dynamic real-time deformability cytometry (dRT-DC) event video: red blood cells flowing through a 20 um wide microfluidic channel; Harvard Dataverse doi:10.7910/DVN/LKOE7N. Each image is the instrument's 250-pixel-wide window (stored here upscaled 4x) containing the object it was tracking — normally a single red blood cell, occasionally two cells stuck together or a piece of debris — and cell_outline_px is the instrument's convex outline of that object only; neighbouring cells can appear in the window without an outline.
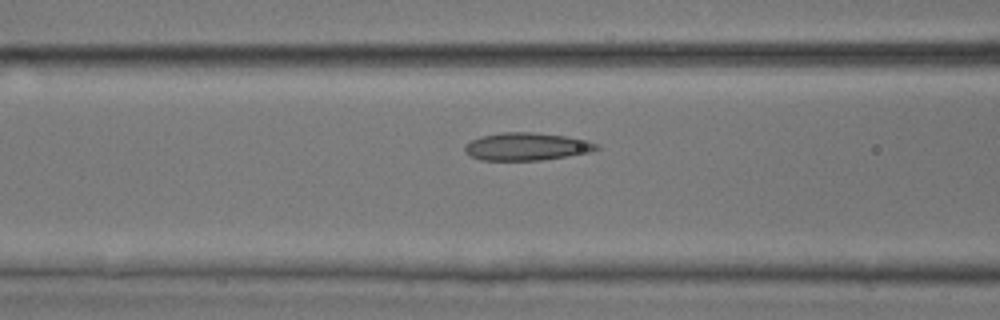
{"species": "common noctule bat (a hibernating species)", "species_latin": "Nyctalus noctula", "temperature_condition": "room temperature", "stored_images_in_passage": 45, "camera_frame_rate_fps": 3000, "um_per_image_px": 0.085, "animal": {"sex": "male", "body_mass_g": 17.9, "forearm_length_mm": 54.2}, "frame": {"image": 1, "passage_image": 20, "time_ms": 6.333, "image_size_px": [1000, 320], "cell_outline_px": [[600, 148], [588, 152], [568, 156], [540, 160], [480, 160], [464, 152], [464, 144], [480, 136], [500, 132], [532, 132], [564, 136], [588, 140], [600, 144]], "centroid_in_image_um": [44.75, 12.45], "position_along_channel_um": 121.9, "area_um2": 21.33}}
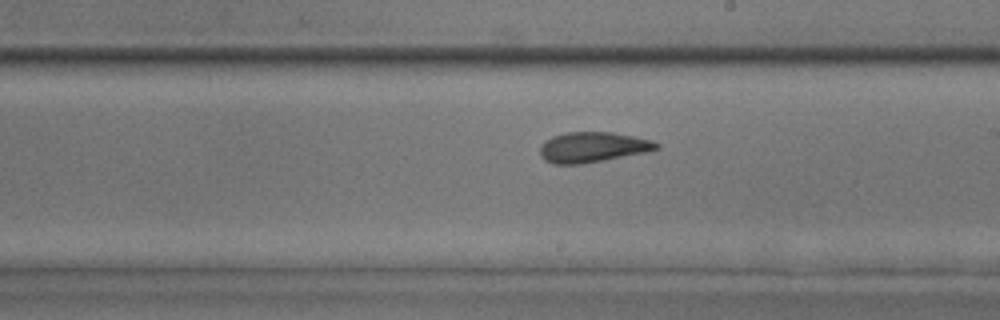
{"frame": {"image": 2, "passage_image": 28, "time_ms": 9.0, "image_size_px": [1000, 320], "cell_outline_px": [[660, 148], [648, 152], [580, 164], [552, 164], [544, 160], [540, 156], [540, 144], [544, 140], [552, 136], [568, 132], [612, 132], [652, 140], [660, 144]], "centroid_in_image_um": [50.36, 12.51], "position_along_channel_um": 238.6, "area_um2": 20.69}}
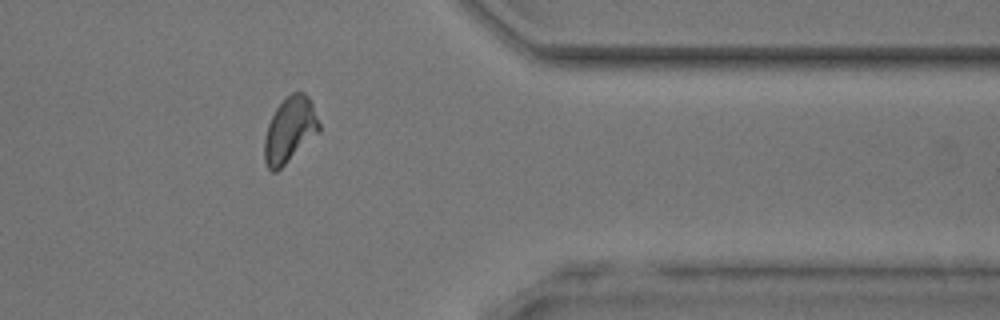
{"frame": {"image": 3, "passage_image": 39, "time_ms": 12.667, "image_size_px": [1000, 320], "cell_outline_px": [[320, 132], [276, 172], [272, 172], [268, 168], [264, 160], [264, 136], [268, 124], [276, 108], [292, 92], [304, 92], [308, 96], [312, 104], [320, 124]], "centroid_in_image_um": [24.63, 11.05], "position_along_channel_um": 386.8, "area_um2": 20.75}}